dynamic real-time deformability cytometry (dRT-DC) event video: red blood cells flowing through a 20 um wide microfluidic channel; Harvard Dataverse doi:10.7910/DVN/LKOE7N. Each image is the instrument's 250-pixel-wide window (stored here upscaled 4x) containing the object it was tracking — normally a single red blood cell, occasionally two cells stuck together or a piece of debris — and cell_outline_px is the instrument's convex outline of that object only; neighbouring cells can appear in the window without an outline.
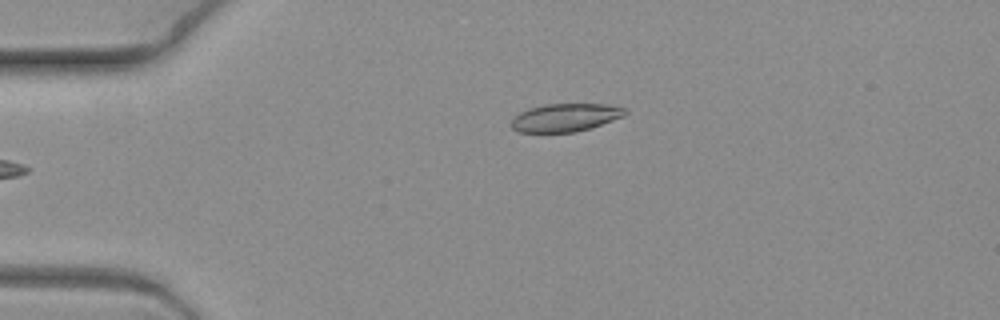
{"species": "common noctule bat (a hibernating species)", "species_latin": "Nyctalus noctula", "temperature_condition": "warm", "stored_images_in_passage": 4, "camera_frame_rate_fps": 3000, "um_per_image_px": 0.085, "animal": {"sex": "female", "body_mass_g": 19.3, "forearm_length_mm": 54.1}, "frame": {"image": 1, "passage_image": 1, "time_ms": 0.0, "image_size_px": [1000, 320], "cell_outline_px": [[628, 112], [624, 116], [592, 128], [576, 132], [516, 132], [508, 124], [520, 112], [532, 108], [548, 104], [604, 104], [628, 108]], "centroid_in_image_um": [48.08, 10.0], "position_along_channel_um": 36.9, "area_um2": 18.67}}
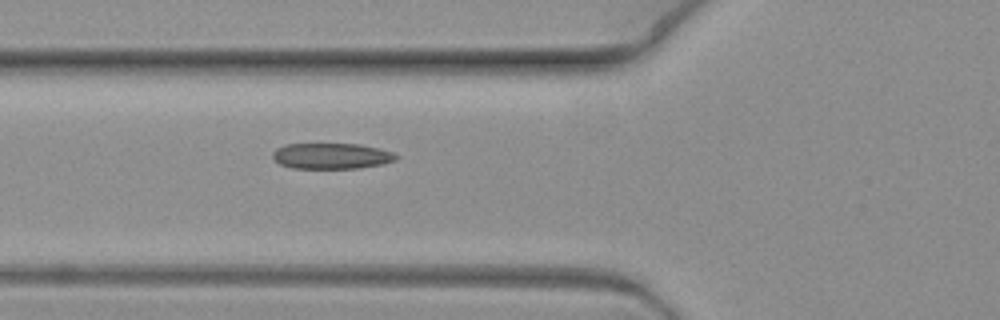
{"frame": {"image": 2, "passage_image": 4, "time_ms": 1.0, "image_size_px": [1000, 320], "cell_outline_px": [[400, 156], [396, 160], [384, 164], [360, 168], [292, 168], [280, 164], [272, 156], [272, 152], [276, 148], [284, 144], [360, 144], [380, 148], [392, 152]], "centroid_in_image_um": [28.21, 13.25], "position_along_channel_um": 97.6, "area_um2": 18.73}}